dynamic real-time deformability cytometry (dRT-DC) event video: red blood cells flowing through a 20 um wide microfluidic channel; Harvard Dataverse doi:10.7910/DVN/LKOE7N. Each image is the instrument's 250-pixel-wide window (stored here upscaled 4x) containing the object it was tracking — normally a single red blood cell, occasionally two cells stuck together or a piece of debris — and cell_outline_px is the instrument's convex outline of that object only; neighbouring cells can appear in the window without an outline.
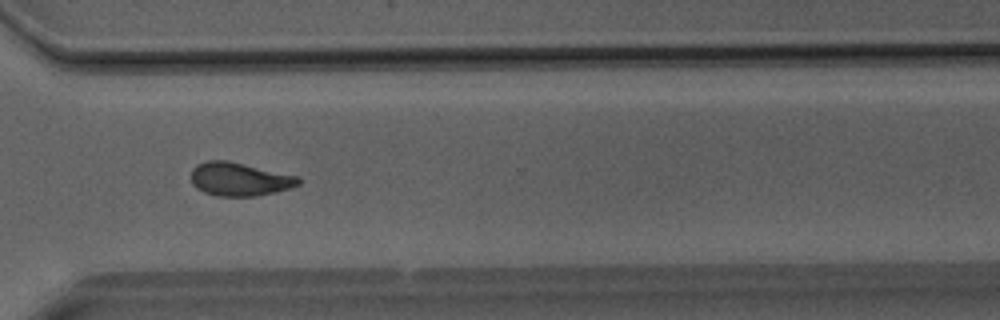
{"species": "Egyptian fruit bat (a non-hibernating species)", "species_latin": "Rousettus aegyptiacus", "temperature_condition": "room temperature", "stored_images_in_passage": 31, "camera_frame_rate_fps": 3000, "um_per_image_px": 0.085, "animal": {"sex": "male"}, "frame": {"image": 1, "passage_image": 21, "time_ms": 6.667, "image_size_px": [1000, 320], "cell_outline_px": [[300, 184], [288, 188], [256, 196], [216, 196], [204, 192], [196, 188], [192, 184], [192, 168], [196, 164], [208, 160], [228, 160], [300, 176]], "centroid_in_image_um": [20.34, 15.22], "position_along_channel_um": 350.3, "area_um2": 20.98}}
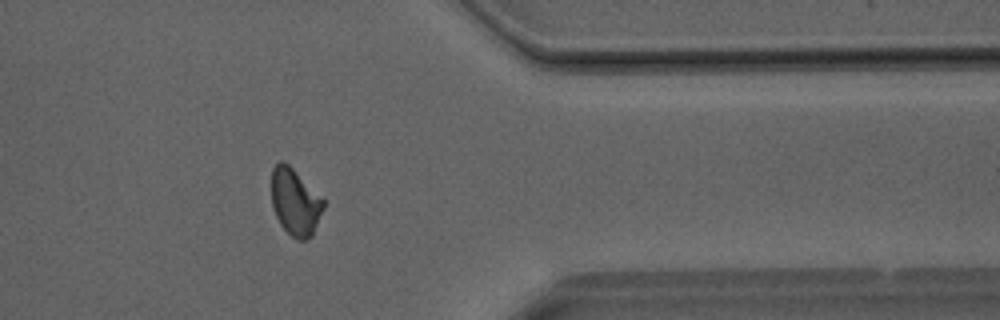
{"frame": {"image": 2, "passage_image": 24, "time_ms": 7.667, "image_size_px": [1000, 320], "cell_outline_px": [[324, 208], [312, 236], [304, 240], [296, 240], [280, 224], [272, 208], [272, 168], [280, 160], [284, 160], [324, 200]], "centroid_in_image_um": [25.08, 17.18], "position_along_channel_um": 386.3, "area_um2": 20.06}}
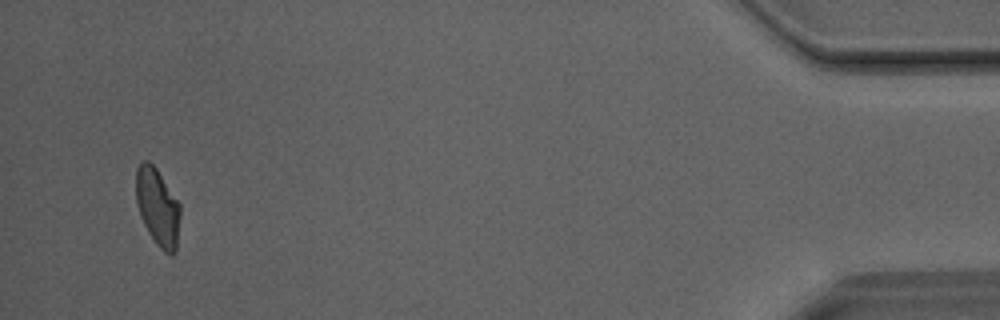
{"frame": {"image": 3, "passage_image": 30, "time_ms": 9.667, "image_size_px": [1000, 320], "cell_outline_px": [[180, 216], [176, 252], [172, 256], [168, 256], [156, 244], [148, 232], [140, 216], [136, 204], [136, 168], [144, 160], [148, 160], [156, 168], [180, 204]], "centroid_in_image_um": [13.4, 17.64], "position_along_channel_um": 421.8, "area_um2": 20.11}}